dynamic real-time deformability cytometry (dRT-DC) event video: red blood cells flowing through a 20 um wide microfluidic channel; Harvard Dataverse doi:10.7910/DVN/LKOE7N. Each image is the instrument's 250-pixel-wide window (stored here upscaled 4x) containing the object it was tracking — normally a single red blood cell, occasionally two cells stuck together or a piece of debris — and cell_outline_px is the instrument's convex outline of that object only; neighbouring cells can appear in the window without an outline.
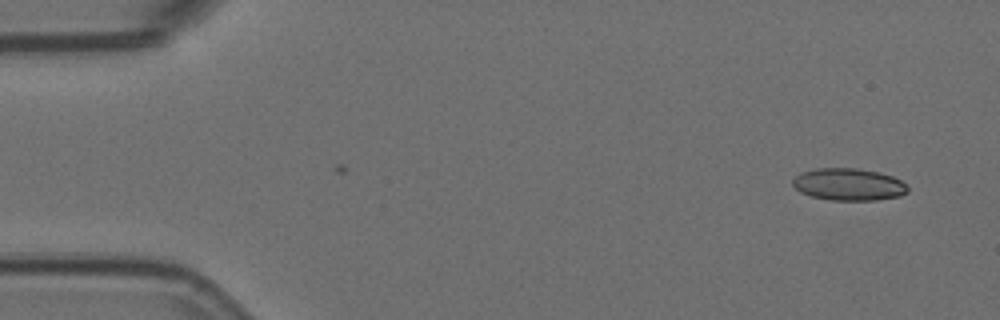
{"species": "Egyptian fruit bat (a non-hibernating species)", "species_latin": "Rousettus aegyptiacus", "temperature_condition": "room temperature", "stored_images_in_passage": 2, "camera_frame_rate_fps": 3000, "um_per_image_px": 0.085, "animal": {"sex": "female"}, "frame": {"image": 1, "passage_image": 2, "time_ms": 0.333, "image_size_px": [1000, 320], "cell_outline_px": [[908, 192], [900, 196], [876, 200], [832, 200], [812, 196], [800, 192], [792, 184], [792, 180], [800, 172], [816, 168], [856, 168], [880, 172], [892, 176], [908, 184]], "centroid_in_image_um": [72.15, 15.67], "position_along_channel_um": 12.8, "area_um2": 21.68}}